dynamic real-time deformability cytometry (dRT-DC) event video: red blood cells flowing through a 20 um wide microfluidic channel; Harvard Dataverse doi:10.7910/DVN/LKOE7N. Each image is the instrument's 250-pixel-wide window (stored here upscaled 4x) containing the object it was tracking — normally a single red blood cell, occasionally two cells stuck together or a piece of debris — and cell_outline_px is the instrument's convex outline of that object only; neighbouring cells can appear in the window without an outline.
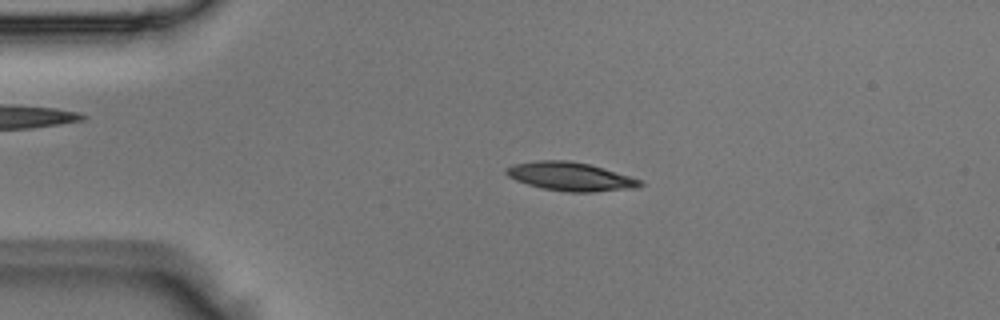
{"species": "Egyptian fruit bat (a non-hibernating species)", "species_latin": "Rousettus aegyptiacus", "temperature_condition": "room temperature", "stored_images_in_passage": 50, "camera_frame_rate_fps": 3000, "um_per_image_px": 0.085, "animal": {"sex": "male"}, "frame": {"image": 1, "passage_image": 11, "time_ms": 3.333, "image_size_px": [1000, 320], "cell_outline_px": [[644, 184], [636, 188], [592, 192], [568, 192], [544, 188], [528, 184], [516, 180], [508, 176], [504, 172], [504, 168], [512, 164], [536, 160], [568, 160], [588, 164], [604, 168], [632, 176], [644, 180]], "centroid_in_image_um": [48.51, 14.99], "position_along_channel_um": 36.5, "area_um2": 22.48}}
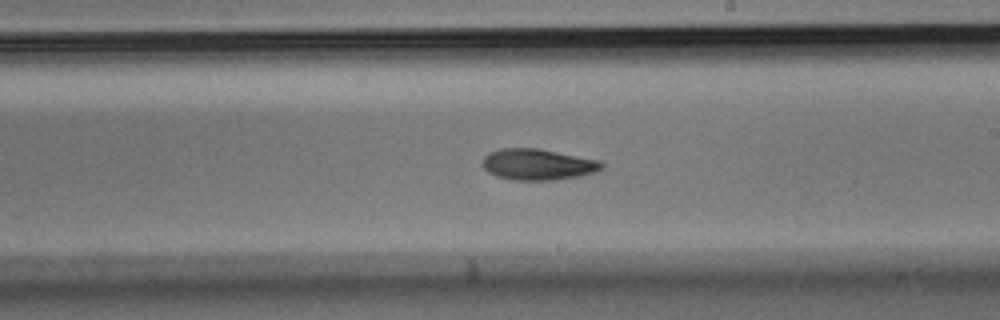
{"frame": {"image": 2, "passage_image": 29, "time_ms": 9.333, "image_size_px": [1000, 320], "cell_outline_px": [[604, 168], [580, 176], [556, 180], [516, 180], [496, 176], [488, 172], [480, 164], [484, 156], [488, 152], [500, 148], [536, 148], [600, 160], [604, 164]], "centroid_in_image_um": [45.68, 13.97], "position_along_channel_um": 243.3, "area_um2": 21.73}}
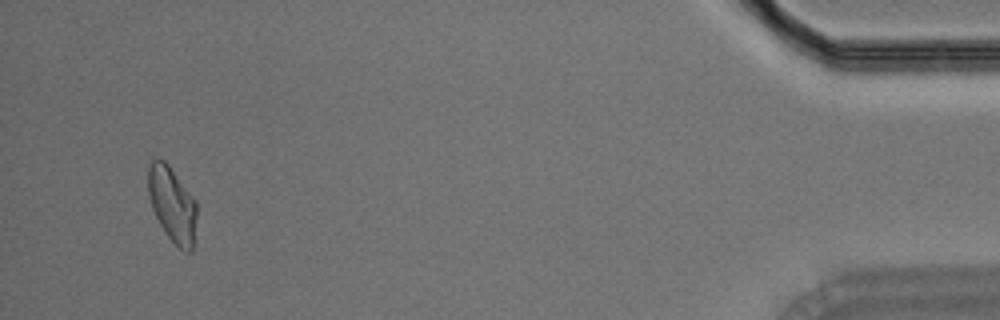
{"frame": {"image": 3, "passage_image": 48, "time_ms": 15.667, "image_size_px": [1000, 320], "cell_outline_px": [[196, 216], [192, 252], [184, 252], [168, 236], [160, 224], [152, 208], [148, 196], [148, 164], [152, 156], [164, 160], [168, 164], [196, 200]], "centroid_in_image_um": [14.62, 17.32], "position_along_channel_um": 420.6, "area_um2": 21.33}}